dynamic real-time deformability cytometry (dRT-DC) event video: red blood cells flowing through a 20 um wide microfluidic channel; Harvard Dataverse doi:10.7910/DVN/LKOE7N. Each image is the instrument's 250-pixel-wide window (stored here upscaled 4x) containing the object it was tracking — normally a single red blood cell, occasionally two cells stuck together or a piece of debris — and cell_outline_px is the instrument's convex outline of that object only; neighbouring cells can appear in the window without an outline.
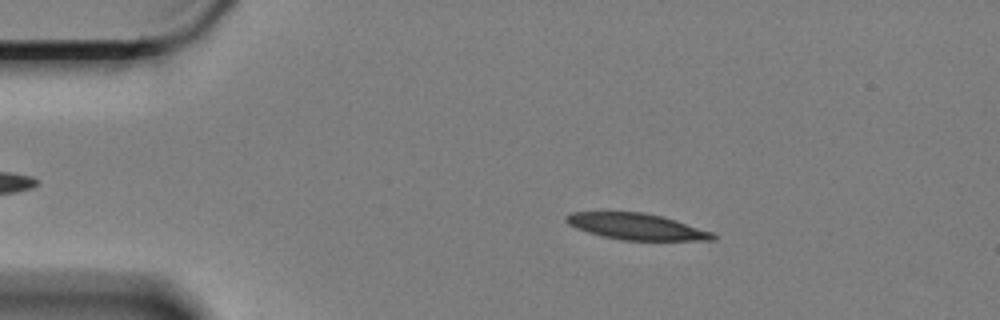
{"species": "Egyptian fruit bat (a non-hibernating species)", "species_latin": "Rousettus aegyptiacus", "temperature_condition": "cold", "stored_images_in_passage": 59, "camera_frame_rate_fps": 3000, "um_per_image_px": 0.085, "animal": {"sex": "female"}, "frame": {"image": 1, "passage_image": 10, "time_ms": 3.0, "image_size_px": [1000, 320], "cell_outline_px": [[716, 240], [620, 240], [600, 236], [576, 228], [568, 224], [564, 220], [564, 216], [572, 212], [644, 212], [676, 220], [712, 232], [716, 236]], "centroid_in_image_um": [54.06, 19.26], "position_along_channel_um": 30.9, "area_um2": 22.43}}
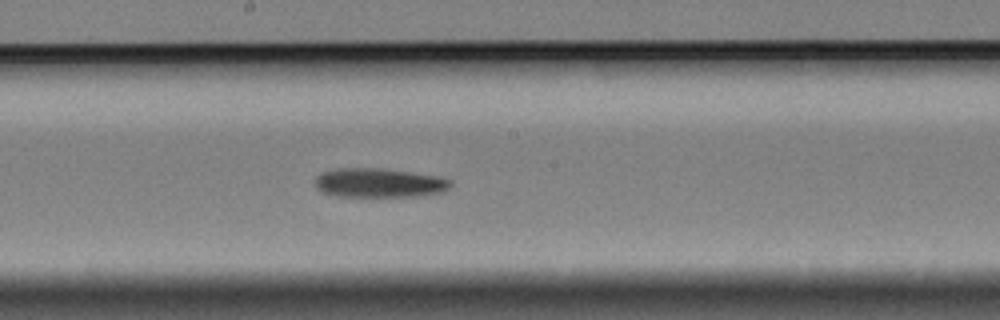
{"frame": {"image": 2, "passage_image": 31, "time_ms": 10.0, "image_size_px": [1000, 320], "cell_outline_px": [[452, 184], [444, 192], [424, 196], [332, 196], [320, 192], [316, 188], [316, 176], [320, 172], [336, 168], [384, 168], [440, 176], [452, 180]], "centroid_in_image_um": [32.23, 15.54], "position_along_channel_um": 216.0, "area_um2": 23.52}}
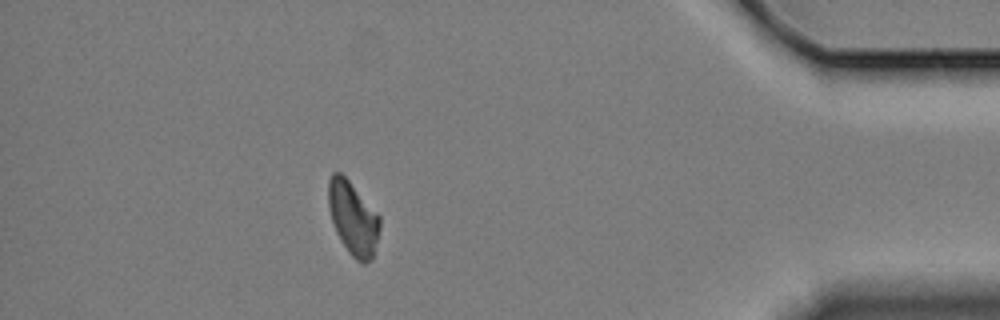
{"frame": {"image": 3, "passage_image": 52, "time_ms": 17.0, "image_size_px": [1000, 320], "cell_outline_px": [[380, 228], [372, 260], [364, 264], [356, 260], [348, 252], [336, 232], [332, 220], [328, 204], [328, 180], [332, 172], [340, 172], [348, 180], [380, 216]], "centroid_in_image_um": [30.0, 18.56], "position_along_channel_um": 405.2, "area_um2": 21.85}}